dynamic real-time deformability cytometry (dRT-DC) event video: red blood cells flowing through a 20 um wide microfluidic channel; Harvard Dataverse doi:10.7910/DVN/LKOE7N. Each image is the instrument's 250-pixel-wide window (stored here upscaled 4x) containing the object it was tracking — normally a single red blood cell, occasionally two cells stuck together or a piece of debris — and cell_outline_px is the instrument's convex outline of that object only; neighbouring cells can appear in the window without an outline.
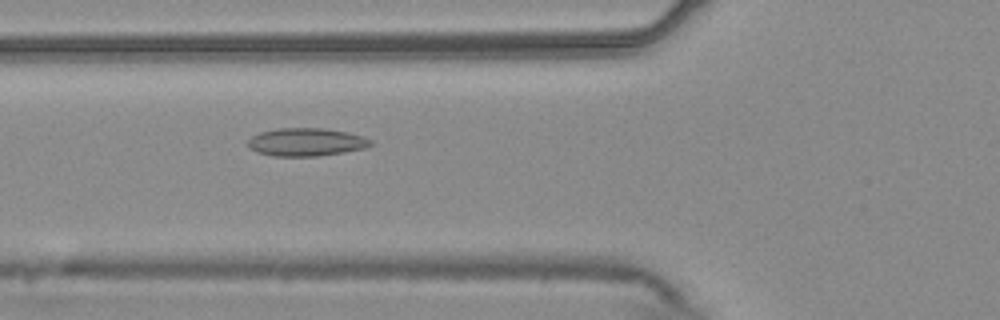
{"species": "common noctule bat (a hibernating species)", "species_latin": "Nyctalus noctula", "temperature_condition": "warm", "stored_images_in_passage": 54, "camera_frame_rate_fps": 3000, "um_per_image_px": 0.085, "animal": {"sex": "male", "body_mass_g": 20.4}, "frame": {"image": 1, "passage_image": 20, "time_ms": 6.333, "image_size_px": [1000, 320], "cell_outline_px": [[372, 144], [364, 148], [344, 152], [316, 156], [272, 156], [256, 152], [248, 144], [248, 140], [252, 136], [260, 132], [280, 128], [324, 128], [348, 132], [372, 140]], "centroid_in_image_um": [26.02, 12.07], "position_along_channel_um": 99.8, "area_um2": 19.88}}
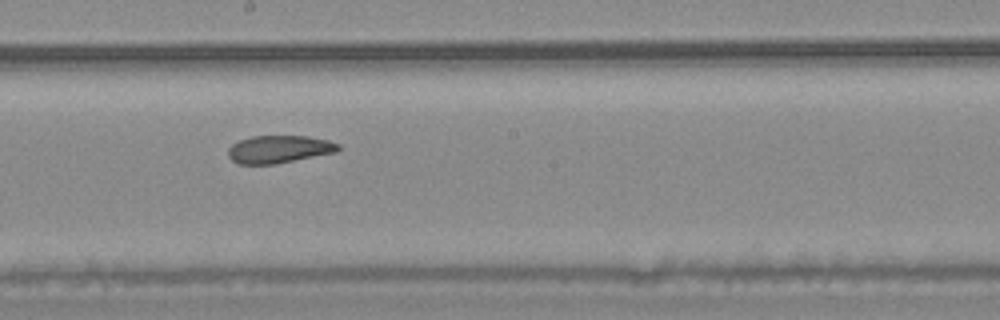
{"frame": {"image": 2, "passage_image": 30, "time_ms": 9.667, "image_size_px": [1000, 320], "cell_outline_px": [[340, 148], [336, 152], [276, 164], [240, 164], [232, 160], [228, 156], [228, 148], [232, 144], [240, 140], [252, 136], [308, 136], [328, 140], [340, 144]], "centroid_in_image_um": [23.72, 12.68], "position_along_channel_um": 224.5, "area_um2": 17.74}}
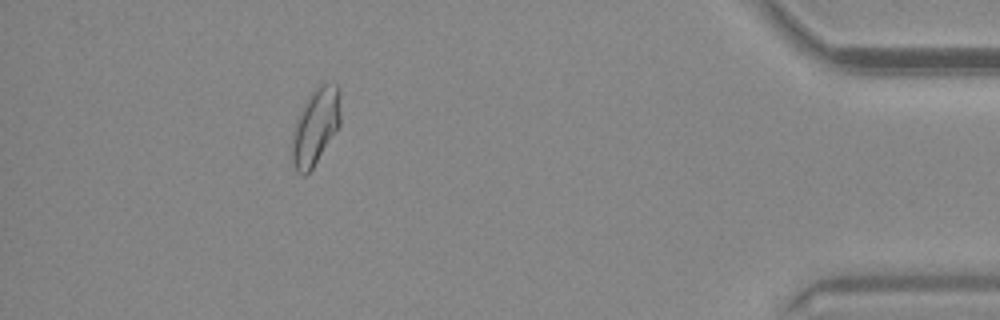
{"frame": {"image": 3, "passage_image": 49, "time_ms": 16.0, "image_size_px": [1000, 320], "cell_outline_px": [[340, 124], [312, 168], [304, 176], [296, 172], [292, 160], [292, 132], [300, 112], [308, 96], [324, 80], [336, 84], [340, 88]], "centroid_in_image_um": [26.82, 10.71], "position_along_channel_um": 408.4, "area_um2": 21.5}, "authors_computed_cell_mechanics": {"area_um2": 19.941, "velocity_mm_per_s": 3.7347, "shape_relaxation_time_tau1_ms": null, "shape_relaxation_time_tau2_ms": 3.4423, "deformation_change_tau1": null, "deformation_change_tau2": 0.0906}}